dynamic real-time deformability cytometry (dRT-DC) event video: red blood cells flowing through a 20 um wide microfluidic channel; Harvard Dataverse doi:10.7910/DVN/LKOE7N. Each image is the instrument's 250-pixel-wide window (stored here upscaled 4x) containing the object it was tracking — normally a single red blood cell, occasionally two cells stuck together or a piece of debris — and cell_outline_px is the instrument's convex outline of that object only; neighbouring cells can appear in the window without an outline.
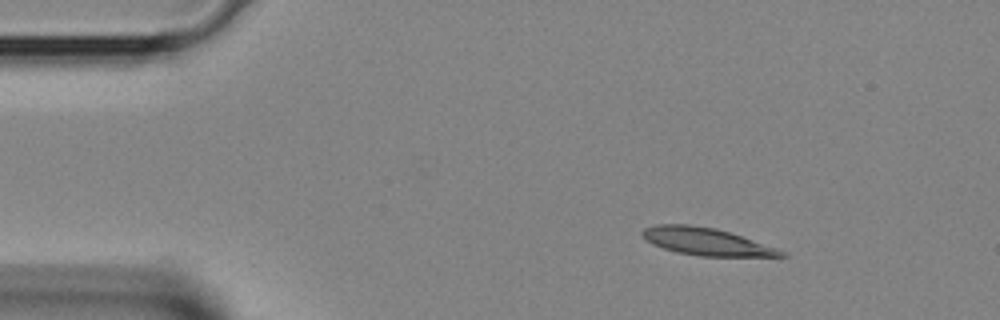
{"species": "Egyptian fruit bat (a non-hibernating species)", "species_latin": "Rousettus aegyptiacus", "temperature_condition": "room temperature", "stored_images_in_passage": 4, "camera_frame_rate_fps": 3000, "um_per_image_px": 0.085, "animal": {"sex": "female"}, "frame": {"image": 1, "passage_image": 1, "time_ms": 0.0, "image_size_px": [1000, 320], "cell_outline_px": [[788, 256], [700, 256], [676, 252], [652, 244], [640, 232], [644, 228], [656, 224], [688, 224], [716, 228], [776, 248], [784, 252]], "centroid_in_image_um": [59.98, 20.52], "position_along_channel_um": 25.0, "area_um2": 21.73}}
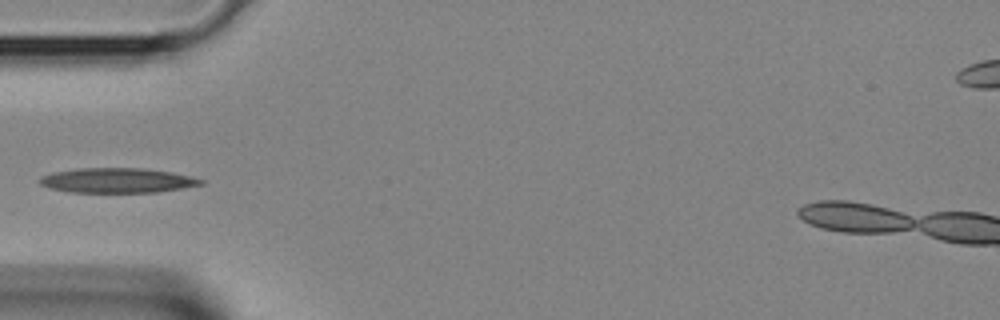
{"frame": {"image": 2, "passage_image": 3, "time_ms": 0.667, "image_size_px": [1000, 320], "cell_outline_px": [[204, 184], [156, 192], [72, 192], [48, 188], [40, 184], [36, 180], [40, 176], [52, 172], [80, 168], [144, 168], [172, 172], [192, 176], [204, 180]], "centroid_in_image_um": [9.93, 15.33], "position_along_channel_um": 75.1, "area_um2": 23.41}}